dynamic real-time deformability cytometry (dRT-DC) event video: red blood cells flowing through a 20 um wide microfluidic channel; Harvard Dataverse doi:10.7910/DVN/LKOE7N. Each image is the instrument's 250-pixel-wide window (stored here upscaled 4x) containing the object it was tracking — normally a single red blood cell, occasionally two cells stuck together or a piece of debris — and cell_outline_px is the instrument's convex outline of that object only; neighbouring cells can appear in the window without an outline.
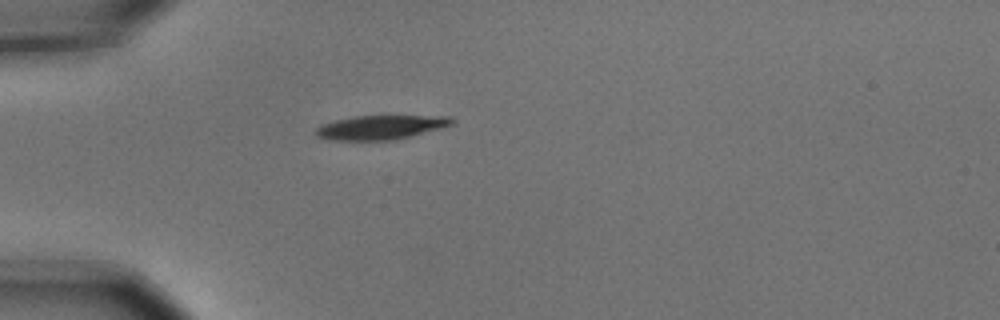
{"species": "common noctule bat (a hibernating species)", "species_latin": "Nyctalus noctula", "temperature_condition": "cold", "stored_images_in_passage": 1, "camera_frame_rate_fps": 3000, "um_per_image_px": 0.085, "animal": {"sex": "male", "body_mass_g": 15.6}, "frame": {"image": 1, "passage_image": 1, "time_ms": 0.0, "image_size_px": [1000, 320], "cell_outline_px": [[456, 120], [452, 124], [440, 128], [412, 136], [396, 140], [332, 140], [316, 136], [316, 128], [324, 124], [336, 120], [356, 116], [448, 116]], "centroid_in_image_um": [32.39, 10.83], "position_along_channel_um": 52.6, "area_um2": 18.96}}